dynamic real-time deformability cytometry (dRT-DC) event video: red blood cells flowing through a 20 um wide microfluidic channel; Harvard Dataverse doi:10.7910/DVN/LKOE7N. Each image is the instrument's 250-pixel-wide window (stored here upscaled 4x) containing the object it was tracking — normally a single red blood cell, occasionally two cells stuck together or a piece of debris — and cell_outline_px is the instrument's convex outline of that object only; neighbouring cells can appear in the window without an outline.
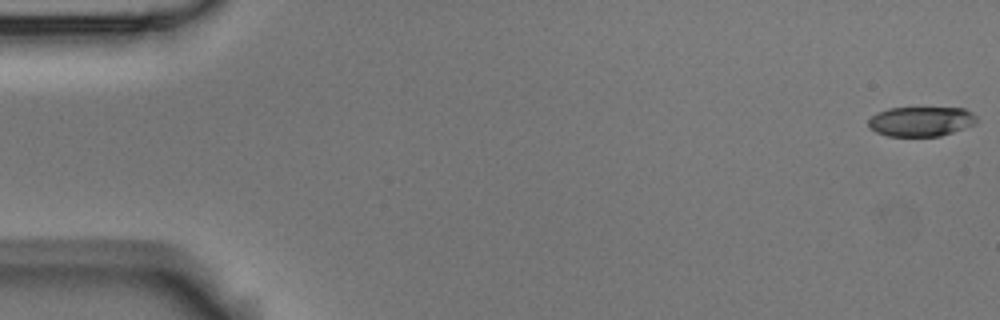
{"species": "Egyptian fruit bat (a non-hibernating species)", "species_latin": "Rousettus aegyptiacus", "temperature_condition": "room temperature", "stored_images_in_passage": 5, "camera_frame_rate_fps": 3000, "um_per_image_px": 0.085, "animal": {"sex": "male"}, "frame": {"image": 1, "passage_image": 1, "time_ms": 0.0, "image_size_px": [1000, 320], "cell_outline_px": [[976, 124], [940, 136], [888, 136], [876, 132], [868, 124], [868, 120], [876, 112], [888, 108], [964, 108], [972, 112], [976, 116]], "centroid_in_image_um": [78.29, 10.31], "position_along_channel_um": 6.7, "area_um2": 18.73}}
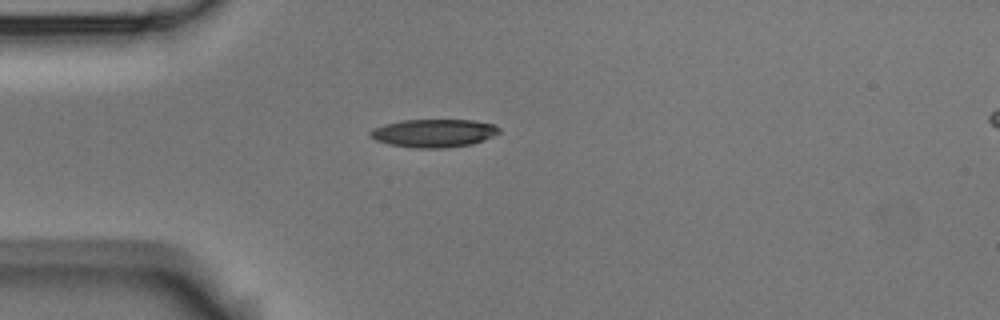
{"frame": {"image": 2, "passage_image": 5, "time_ms": 1.333, "image_size_px": [1000, 320], "cell_outline_px": [[500, 132], [484, 140], [472, 144], [444, 148], [412, 148], [388, 144], [376, 140], [368, 136], [368, 132], [372, 128], [404, 120], [472, 120], [492, 124], [500, 128]], "centroid_in_image_um": [36.85, 11.32], "position_along_channel_um": 48.2, "area_um2": 21.1}}